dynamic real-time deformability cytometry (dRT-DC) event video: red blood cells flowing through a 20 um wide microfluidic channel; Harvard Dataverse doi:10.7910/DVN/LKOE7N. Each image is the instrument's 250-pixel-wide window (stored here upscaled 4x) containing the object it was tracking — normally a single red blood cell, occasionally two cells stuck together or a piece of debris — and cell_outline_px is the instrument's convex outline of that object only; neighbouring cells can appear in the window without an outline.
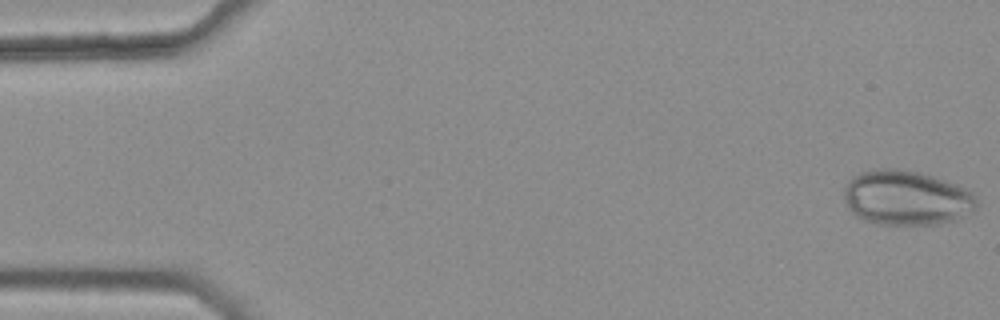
{"species": "common noctule bat (a hibernating species)", "species_latin": "Nyctalus noctula", "temperature_condition": "warm", "stored_images_in_passage": 4, "camera_frame_rate_fps": 3000, "um_per_image_px": 0.085, "animal": {"sex": "female", "body_mass_g": 25.1}, "frame": {"image": 1, "passage_image": 1, "time_ms": 0.0, "image_size_px": [1000, 320], "cell_outline_px": [[980, 204], [972, 212], [956, 220], [940, 224], [876, 224], [864, 220], [856, 216], [848, 208], [844, 200], [844, 188], [848, 180], [852, 176], [860, 172], [876, 168], [900, 168], [920, 172], [956, 184], [972, 192], [976, 196]], "centroid_in_image_um": [77.05, 16.81], "position_along_channel_um": 8.0, "area_um2": 42.95}}